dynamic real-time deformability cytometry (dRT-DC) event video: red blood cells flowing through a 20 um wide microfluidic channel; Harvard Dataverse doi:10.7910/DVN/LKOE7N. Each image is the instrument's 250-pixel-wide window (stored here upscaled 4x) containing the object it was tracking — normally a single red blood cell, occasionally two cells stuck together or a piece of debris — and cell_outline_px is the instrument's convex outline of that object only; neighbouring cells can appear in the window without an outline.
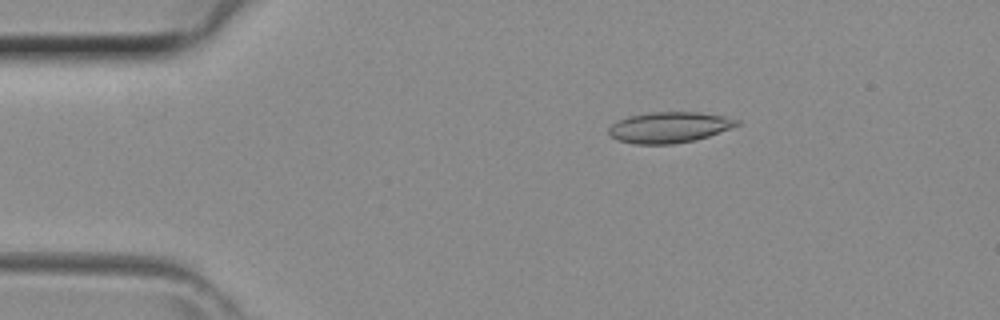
{"species": "common noctule bat (a hibernating species)", "species_latin": "Nyctalus noctula", "temperature_condition": "room temperature", "stored_images_in_passage": 36, "camera_frame_rate_fps": 3000, "um_per_image_px": 0.085, "animal": {"sex": "female", "body_mass_g": 29.2, "forearm_length_mm": 56.3}, "frame": {"image": 1, "passage_image": 1, "time_ms": 0.0, "image_size_px": [1000, 320], "cell_outline_px": [[740, 124], [708, 136], [696, 140], [672, 144], [632, 144], [616, 140], [608, 136], [608, 128], [612, 124], [628, 116], [652, 112], [700, 112], [724, 116], [740, 120]], "centroid_in_image_um": [56.85, 10.83], "position_along_channel_um": 28.2, "area_um2": 23.12}}
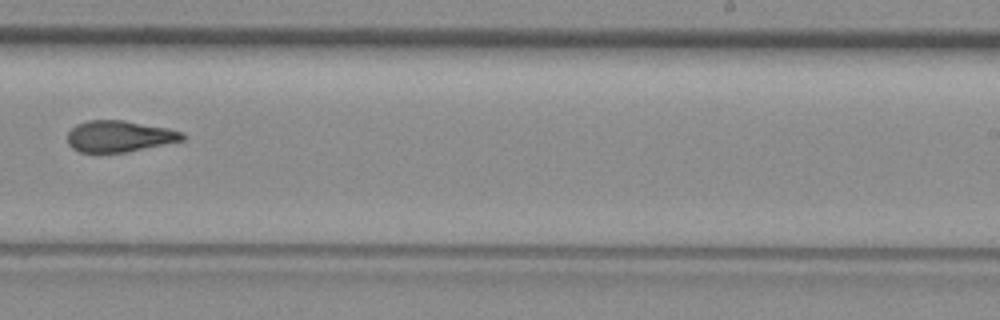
{"frame": {"image": 2, "passage_image": 20, "time_ms": 6.333, "image_size_px": [1000, 320], "cell_outline_px": [[184, 140], [124, 152], [80, 152], [72, 148], [68, 144], [68, 132], [76, 124], [88, 120], [124, 120], [168, 128], [180, 132], [184, 136]], "centroid_in_image_um": [10.1, 11.57], "position_along_channel_um": 278.9, "area_um2": 20.75}}
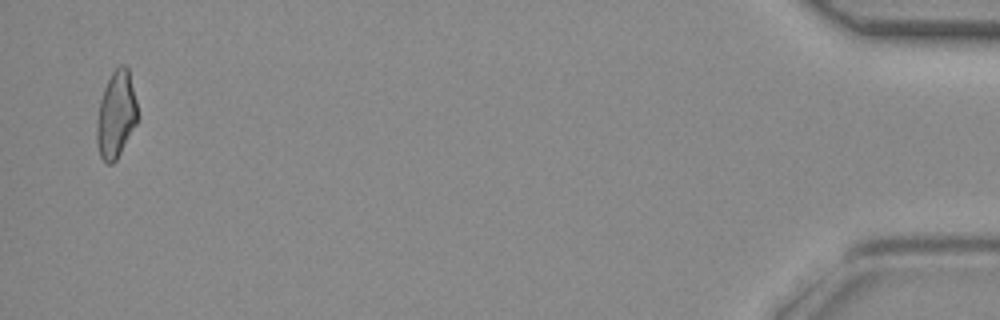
{"frame": {"image": 3, "passage_image": 35, "time_ms": 11.333, "image_size_px": [1000, 320], "cell_outline_px": [[140, 116], [136, 124], [116, 160], [112, 164], [108, 164], [100, 156], [96, 144], [96, 120], [100, 100], [104, 88], [112, 72], [120, 64], [124, 64], [128, 68]], "centroid_in_image_um": [9.87, 9.75], "position_along_channel_um": 425.3, "area_um2": 20.81}}